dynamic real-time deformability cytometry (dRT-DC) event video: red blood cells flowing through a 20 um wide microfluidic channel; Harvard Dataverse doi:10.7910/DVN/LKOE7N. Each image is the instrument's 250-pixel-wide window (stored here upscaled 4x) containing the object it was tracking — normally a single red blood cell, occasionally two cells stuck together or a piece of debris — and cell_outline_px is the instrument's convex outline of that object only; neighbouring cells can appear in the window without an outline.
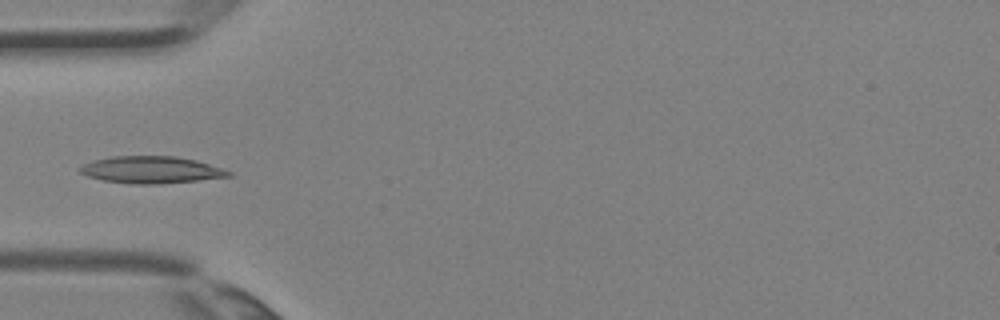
{"species": "Egyptian fruit bat (a non-hibernating species)", "species_latin": "Rousettus aegyptiacus", "temperature_condition": "room temperature", "stored_images_in_passage": 2, "camera_frame_rate_fps": 3000, "um_per_image_px": 0.085, "animal": {"sex": "female"}, "frame": {"image": 1, "passage_image": 2, "time_ms": 0.333, "image_size_px": [1000, 320], "cell_outline_px": [[232, 176], [196, 180], [156, 184], [132, 184], [104, 180], [88, 176], [80, 172], [80, 168], [84, 164], [92, 160], [112, 156], [176, 156], [196, 160], [232, 172]], "centroid_in_image_um": [12.83, 14.43], "position_along_channel_um": 72.2, "area_um2": 23.12}}